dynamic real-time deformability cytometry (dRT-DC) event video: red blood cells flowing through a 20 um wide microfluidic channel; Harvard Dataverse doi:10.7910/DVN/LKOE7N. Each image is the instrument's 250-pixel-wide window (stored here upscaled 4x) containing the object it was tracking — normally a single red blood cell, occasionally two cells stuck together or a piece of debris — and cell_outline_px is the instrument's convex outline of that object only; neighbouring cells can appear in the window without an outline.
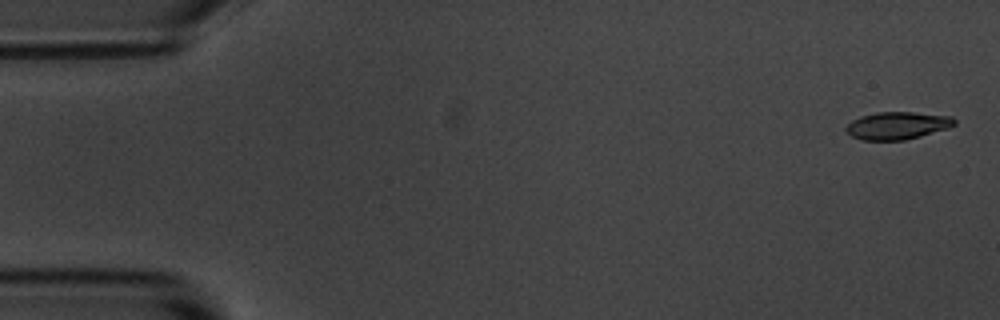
{"species": "common noctule bat (a hibernating species)", "species_latin": "Nyctalus noctula", "temperature_condition": "room temperature", "stored_images_in_passage": 5, "camera_frame_rate_fps": 3000, "um_per_image_px": 0.085, "animal": {"sex": "male", "body_mass_g": 20.1, "forearm_length_mm": 53.5}, "frame": {"image": 1, "passage_image": 1, "time_ms": 0.0, "image_size_px": [1000, 320], "cell_outline_px": [[956, 124], [948, 128], [920, 136], [904, 140], [860, 140], [852, 136], [844, 128], [852, 120], [860, 116], [876, 112], [912, 112], [952, 116], [956, 120]], "centroid_in_image_um": [76.27, 10.67], "position_along_channel_um": 8.7, "area_um2": 17.4}}
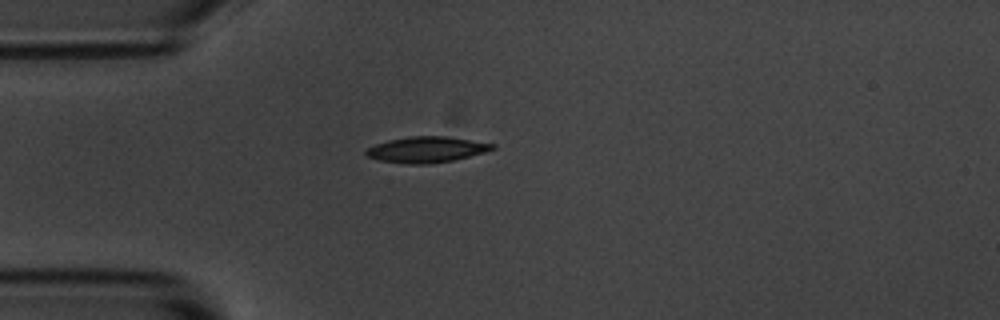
{"frame": {"image": 2, "passage_image": 5, "time_ms": 4.333, "image_size_px": [1000, 320], "cell_outline_px": [[496, 148], [484, 152], [452, 160], [428, 164], [404, 164], [380, 160], [364, 156], [364, 152], [368, 148], [376, 144], [388, 140], [408, 136], [448, 136], [496, 144]], "centroid_in_image_um": [36.23, 12.71], "position_along_channel_um": 48.8, "area_um2": 19.07}}